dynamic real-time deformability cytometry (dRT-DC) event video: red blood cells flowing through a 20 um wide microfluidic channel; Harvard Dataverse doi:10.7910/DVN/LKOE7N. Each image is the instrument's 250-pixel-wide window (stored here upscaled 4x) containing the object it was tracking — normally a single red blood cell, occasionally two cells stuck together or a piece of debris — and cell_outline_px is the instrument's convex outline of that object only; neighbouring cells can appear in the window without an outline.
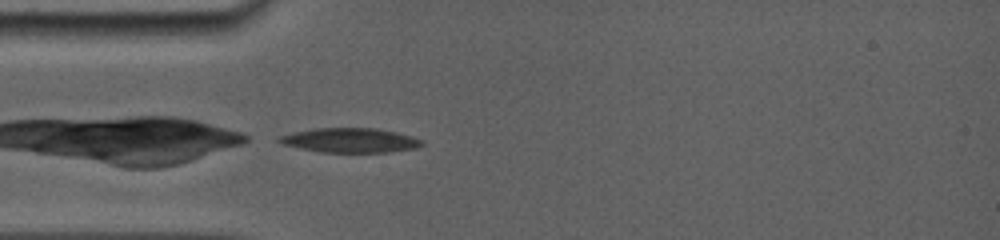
{"species": "common noctule bat (a hibernating species)", "species_latin": "Nyctalus noctula", "temperature_condition": "room temperature", "stored_images_in_passage": 9, "camera_frame_rate_fps": 5000, "um_per_image_px": 0.085, "animal": {"sex": "female", "body_mass_g": 19.0, "forearm_length_mm": 56.7}, "frame": {"image": 1, "passage_image": 1, "time_ms": 0.0, "image_size_px": [1000, 240], "cell_outline_px": [[424, 144], [416, 148], [388, 152], [320, 152], [280, 144], [276, 140], [280, 136], [292, 132], [312, 128], [376, 128], [396, 132], [412, 136], [424, 140]], "centroid_in_image_um": [29.75, 11.92], "position_along_channel_um": 55.3, "area_um2": 20.52}}
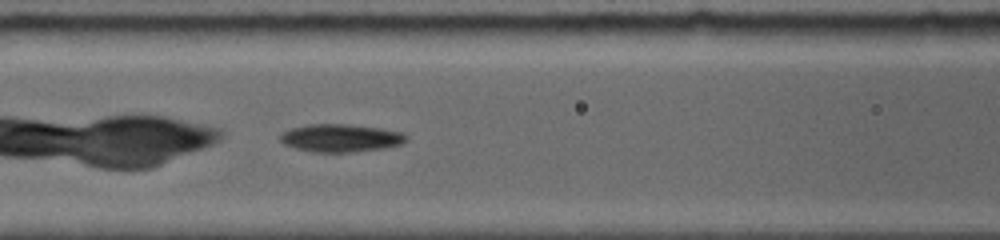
{"frame": {"image": 2, "passage_image": 6, "time_ms": 2.2, "image_size_px": [1000, 240], "cell_outline_px": [[408, 140], [400, 144], [384, 148], [352, 152], [312, 152], [296, 148], [284, 144], [280, 140], [280, 136], [284, 132], [292, 128], [308, 124], [348, 124], [380, 128], [400, 132], [408, 136]], "centroid_in_image_um": [28.97, 11.73], "position_along_channel_um": 137.6, "area_um2": 20.35}}
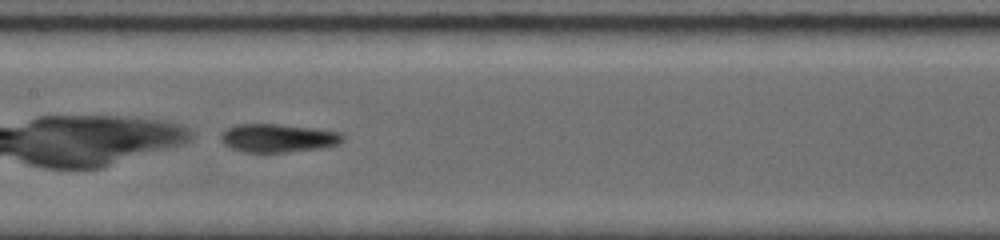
{"frame": {"image": 3, "passage_image": 9, "time_ms": 3.4, "image_size_px": [1000, 240], "cell_outline_px": [[344, 140], [340, 144], [320, 148], [284, 152], [244, 152], [232, 148], [224, 144], [220, 140], [220, 136], [228, 128], [236, 124], [280, 124], [312, 128], [340, 132], [344, 136]], "centroid_in_image_um": [23.64, 11.73], "position_along_channel_um": 183.8, "area_um2": 20.06}}